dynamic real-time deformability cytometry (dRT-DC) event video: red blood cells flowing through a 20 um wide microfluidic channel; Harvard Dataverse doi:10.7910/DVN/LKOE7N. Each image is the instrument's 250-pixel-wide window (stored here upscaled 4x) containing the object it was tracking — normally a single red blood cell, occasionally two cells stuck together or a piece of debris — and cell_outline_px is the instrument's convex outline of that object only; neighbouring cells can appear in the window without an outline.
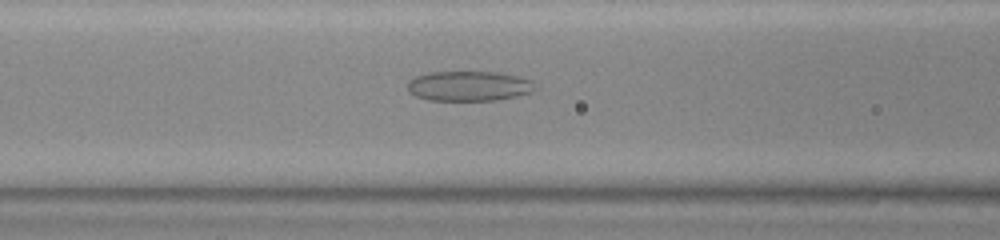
{"species": "common noctule bat (a hibernating species)", "species_latin": "Nyctalus noctula", "temperature_condition": "warm", "stored_images_in_passage": 42, "camera_frame_rate_fps": 3000, "um_per_image_px": 0.085, "animal": {"sex": "female", "body_mass_g": 23.0, "forearm_length_mm": 53.4}, "frame": {"image": 1, "passage_image": 14, "time_ms": 4.333, "image_size_px": [1000, 240], "cell_outline_px": [[536, 88], [532, 92], [496, 100], [428, 100], [416, 96], [408, 88], [408, 80], [416, 76], [428, 72], [496, 72], [520, 76], [532, 80]], "centroid_in_image_um": [39.87, 7.3], "position_along_channel_um": 126.7, "area_um2": 22.2}}
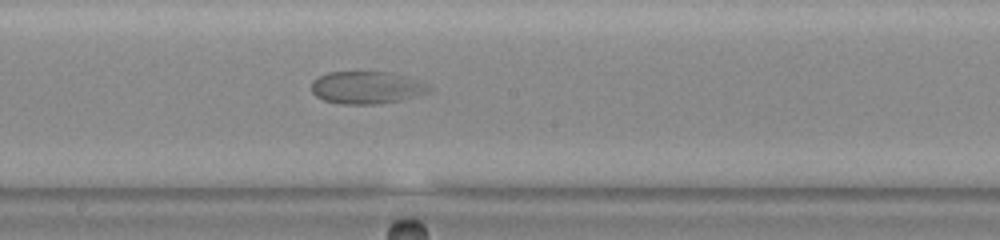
{"frame": {"image": 2, "passage_image": 21, "time_ms": 6.667, "image_size_px": [1000, 240], "cell_outline_px": [[432, 88], [428, 92], [400, 100], [376, 104], [340, 104], [324, 100], [316, 96], [312, 92], [312, 80], [316, 76], [328, 72], [388, 72], [424, 80]], "centroid_in_image_um": [31.17, 7.43], "position_along_channel_um": 217.0, "area_um2": 22.43}}
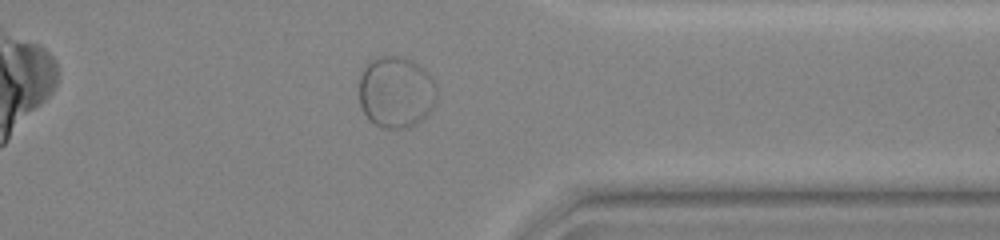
{"frame": {"image": 3, "passage_image": 34, "time_ms": 11.0, "image_size_px": [1000, 240], "cell_outline_px": [[436, 100], [428, 112], [416, 124], [408, 128], [384, 128], [376, 124], [364, 112], [360, 104], [360, 76], [368, 60], [376, 56], [400, 56], [412, 60], [424, 68], [436, 80]], "centroid_in_image_um": [33.68, 7.79], "position_along_channel_um": 377.7, "area_um2": 32.48}}